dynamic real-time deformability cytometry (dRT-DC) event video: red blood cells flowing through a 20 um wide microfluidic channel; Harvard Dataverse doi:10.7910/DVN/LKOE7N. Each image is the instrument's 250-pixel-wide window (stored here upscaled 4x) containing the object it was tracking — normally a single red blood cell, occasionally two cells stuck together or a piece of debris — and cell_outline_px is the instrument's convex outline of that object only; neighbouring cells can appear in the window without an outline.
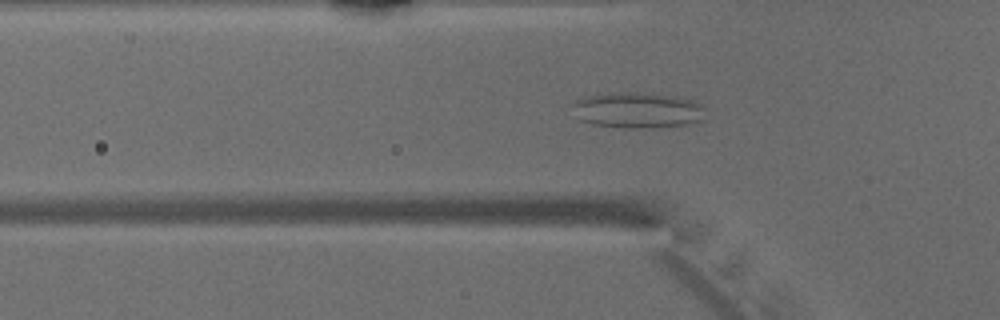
{"species": "common noctule bat (a hibernating species)", "species_latin": "Nyctalus noctula", "temperature_condition": "warm", "stored_images_in_passage": 36, "camera_frame_rate_fps": 3000, "um_per_image_px": 0.085, "animal": {"sex": "male", "body_mass_g": 15.6}, "frame": {"image": 1, "passage_image": 4, "time_ms": 1.0, "image_size_px": [1000, 320], "cell_outline_px": [[704, 120], [688, 124], [632, 128], [624, 128], [592, 124], [580, 120], [568, 104], [584, 96], [612, 92], [636, 92], [676, 96], [692, 100], [704, 104]], "centroid_in_image_um": [54.15, 9.34], "position_along_channel_um": 71.6, "area_um2": 28.03}}
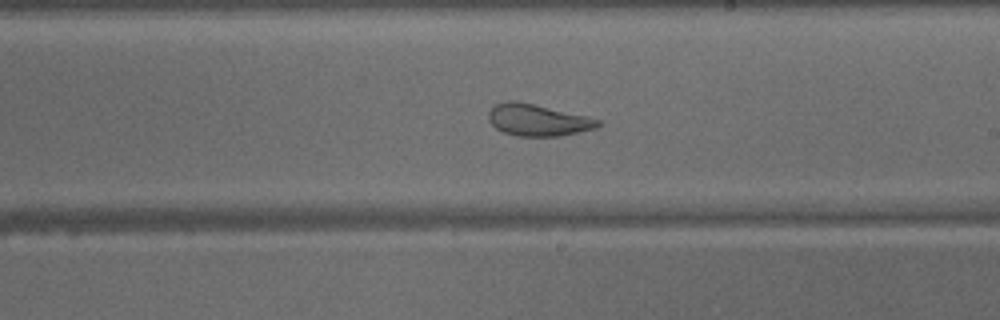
{"frame": {"image": 2, "passage_image": 16, "time_ms": 5.0, "image_size_px": [1000, 320], "cell_outline_px": [[604, 124], [596, 128], [560, 136], [516, 136], [504, 132], [496, 128], [488, 120], [488, 112], [496, 104], [508, 100], [516, 100], [588, 116], [600, 120]], "centroid_in_image_um": [45.73, 10.2], "position_along_channel_um": 243.3, "area_um2": 20.35}}
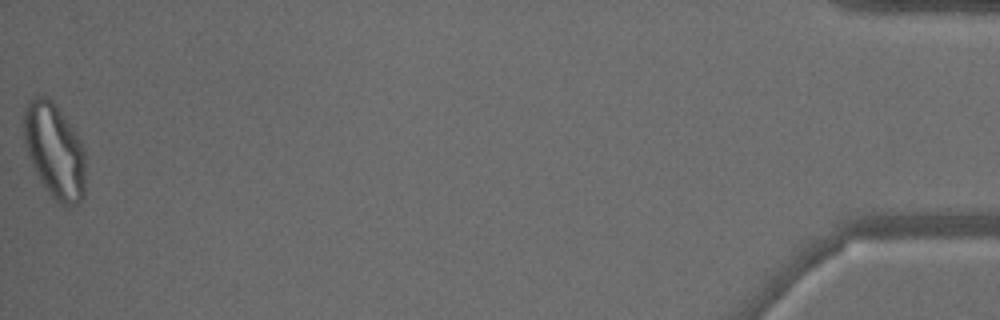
{"frame": {"image": 3, "passage_image": 36, "time_ms": 11.667, "image_size_px": [1000, 320], "cell_outline_px": [[84, 192], [80, 200], [76, 204], [68, 208], [64, 208], [44, 188], [28, 156], [24, 144], [24, 108], [28, 100], [36, 96], [48, 96], [56, 104], [80, 140], [84, 152]], "centroid_in_image_um": [4.61, 12.81], "position_along_channel_um": 430.6, "area_um2": 34.1}}